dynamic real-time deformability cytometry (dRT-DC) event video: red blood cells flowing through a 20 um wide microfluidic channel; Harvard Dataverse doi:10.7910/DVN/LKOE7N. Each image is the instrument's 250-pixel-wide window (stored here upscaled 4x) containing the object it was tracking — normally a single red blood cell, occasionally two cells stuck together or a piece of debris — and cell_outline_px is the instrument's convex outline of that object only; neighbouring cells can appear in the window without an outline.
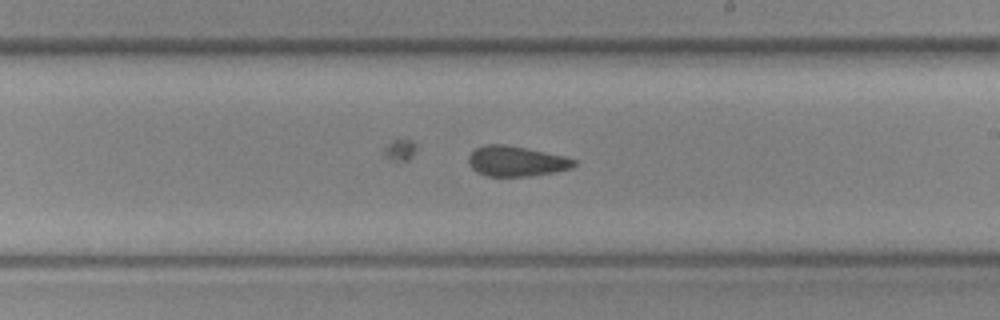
{"species": "common noctule bat (a hibernating species)", "species_latin": "Nyctalus noctula", "temperature_condition": "cold", "stored_images_in_passage": 36, "camera_frame_rate_fps": 3000, "um_per_image_px": 0.085, "animal": {"sex": "female", "body_mass_g": 19.3, "forearm_length_mm": 54.1}, "frame": {"image": 1, "passage_image": 16, "time_ms": 5.0, "image_size_px": [1000, 320], "cell_outline_px": [[576, 164], [572, 168], [556, 172], [532, 176], [488, 176], [476, 172], [472, 168], [468, 160], [468, 156], [476, 148], [488, 144], [504, 144], [564, 156], [576, 160]], "centroid_in_image_um": [43.89, 13.71], "position_along_channel_um": 245.1, "area_um2": 18.5}}
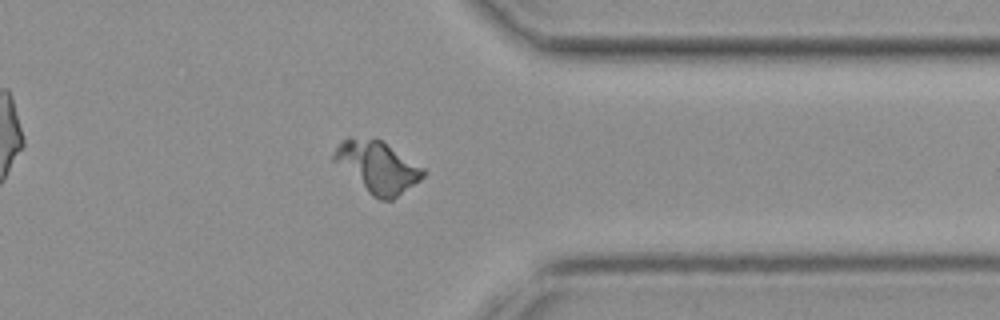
{"frame": {"image": 2, "passage_image": 26, "time_ms": 8.333, "image_size_px": [1000, 320], "cell_outline_px": [[424, 176], [420, 180], [392, 200], [380, 200], [372, 196], [332, 160], [332, 156], [336, 148], [348, 136], [380, 140], [424, 168]], "centroid_in_image_um": [32.07, 14.2], "position_along_channel_um": 379.3, "area_um2": 26.24}}
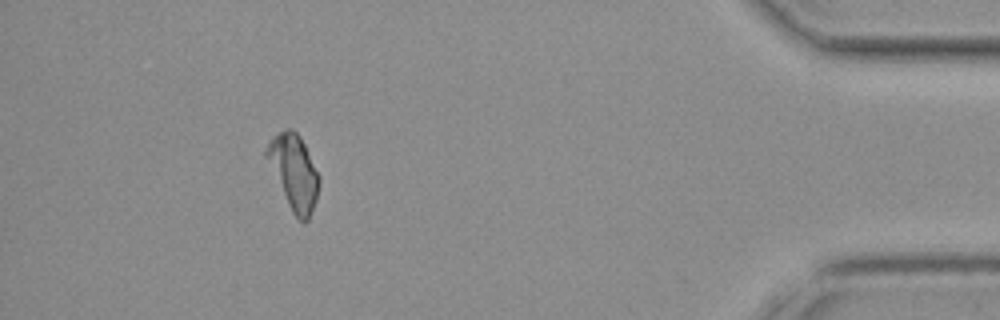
{"frame": {"image": 3, "passage_image": 32, "time_ms": 10.333, "image_size_px": [1000, 320], "cell_outline_px": [[320, 180], [316, 200], [308, 220], [304, 224], [292, 212], [264, 156], [264, 152], [272, 136], [284, 128], [292, 128], [300, 136], [320, 176]], "centroid_in_image_um": [24.96, 14.6], "position_along_channel_um": 410.2, "area_um2": 22.83}}